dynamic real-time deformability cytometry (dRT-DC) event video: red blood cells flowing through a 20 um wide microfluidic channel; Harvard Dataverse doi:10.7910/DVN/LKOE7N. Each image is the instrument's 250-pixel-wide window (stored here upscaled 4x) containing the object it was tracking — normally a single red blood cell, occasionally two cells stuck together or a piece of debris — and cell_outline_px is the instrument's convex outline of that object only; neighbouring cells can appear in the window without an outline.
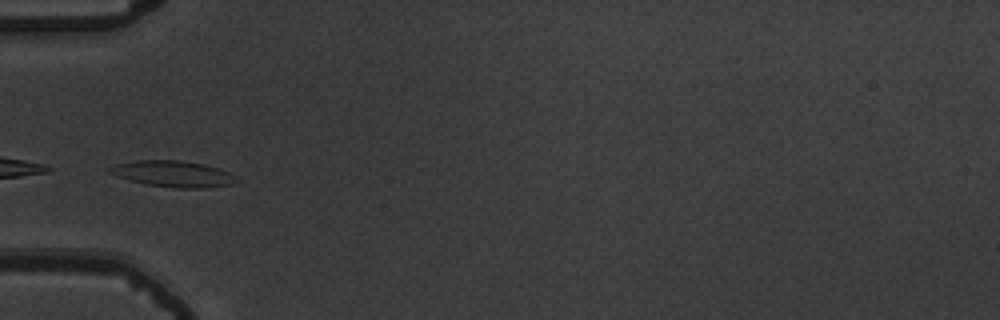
{"species": "common noctule bat (a hibernating species)", "species_latin": "Nyctalus noctula", "temperature_condition": "warm", "stored_images_in_passage": 38, "camera_frame_rate_fps": 3000, "um_per_image_px": 0.085, "animal": {"sex": "male", "body_mass_g": 19.5, "forearm_length_mm": 54.6}, "frame": {"image": 1, "passage_image": 1, "time_ms": 0.0, "image_size_px": [1000, 320], "cell_outline_px": [[240, 180], [232, 184], [208, 188], [176, 188], [144, 184], [116, 176], [108, 172], [108, 168], [116, 164], [136, 160], [180, 160], [204, 164], [228, 172]], "centroid_in_image_um": [14.7, 14.78], "position_along_channel_um": 70.3, "area_um2": 19.36}}
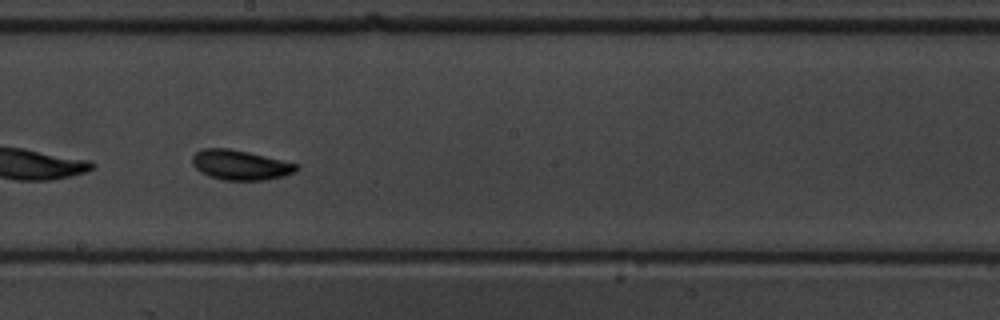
{"frame": {"image": 2, "passage_image": 14, "time_ms": 4.333, "image_size_px": [1000, 320], "cell_outline_px": [[300, 168], [296, 172], [284, 176], [264, 180], [224, 180], [208, 176], [200, 172], [192, 164], [192, 156], [196, 152], [204, 148], [228, 148], [248, 152], [300, 164]], "centroid_in_image_um": [20.45, 14.03], "position_along_channel_um": 227.8, "area_um2": 18.26}}
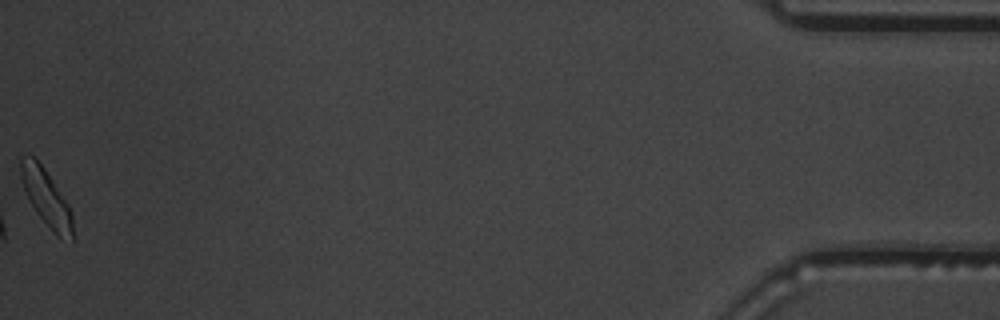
{"frame": {"image": 3, "passage_image": 38, "time_ms": 12.333, "image_size_px": [1000, 320], "cell_outline_px": [[72, 244], [56, 236], [52, 232], [36, 212], [28, 200], [24, 192], [20, 180], [20, 156], [32, 156], [44, 168], [68, 204], [72, 212]], "centroid_in_image_um": [3.91, 16.85], "position_along_channel_um": 431.3, "area_um2": 17.28}, "authors_computed_cell_mechanics": {"area_um2": 17.4267, "velocity_mm_per_s": 3.6557, "shape_relaxation_time_tau1_ms": 4.5454, "shape_relaxation_time_tau2_ms": 5.9256, "deformation_change_tau1": 0.1555, "deformation_change_tau2": 0.1363}}